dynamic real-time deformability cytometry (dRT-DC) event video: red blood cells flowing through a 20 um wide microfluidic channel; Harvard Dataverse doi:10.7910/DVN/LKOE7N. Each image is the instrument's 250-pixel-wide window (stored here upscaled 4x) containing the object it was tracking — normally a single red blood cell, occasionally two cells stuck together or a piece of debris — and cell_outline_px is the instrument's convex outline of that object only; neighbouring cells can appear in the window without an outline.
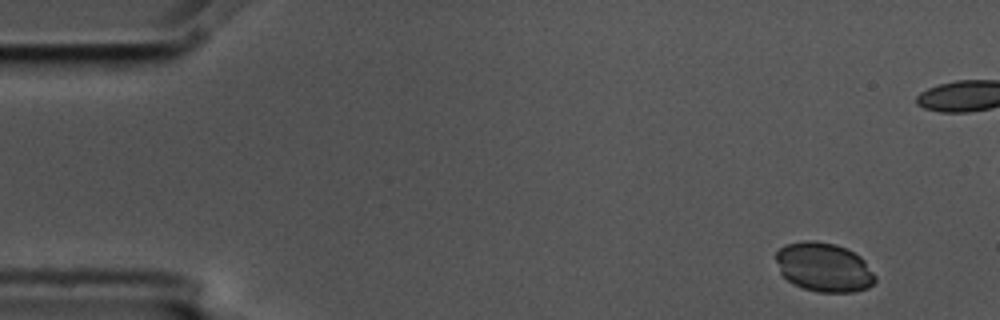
{"species": "common noctule bat (a hibernating species)", "species_latin": "Nyctalus noctula", "temperature_condition": "cold", "stored_images_in_passage": 4, "camera_frame_rate_fps": 3000, "um_per_image_px": 0.085, "animal": {"sex": "male", "body_mass_g": 17.5, "forearm_length_mm": 52.3}, "frame": {"image": 1, "passage_image": 1, "time_ms": 0.0, "image_size_px": [1000, 320], "cell_outline_px": [[876, 280], [868, 288], [852, 292], [816, 292], [792, 284], [780, 272], [776, 260], [776, 252], [784, 244], [804, 240], [812, 240], [836, 244], [860, 256], [864, 260], [876, 276]], "centroid_in_image_um": [70.02, 22.71], "position_along_channel_um": 15.0, "area_um2": 28.44}}